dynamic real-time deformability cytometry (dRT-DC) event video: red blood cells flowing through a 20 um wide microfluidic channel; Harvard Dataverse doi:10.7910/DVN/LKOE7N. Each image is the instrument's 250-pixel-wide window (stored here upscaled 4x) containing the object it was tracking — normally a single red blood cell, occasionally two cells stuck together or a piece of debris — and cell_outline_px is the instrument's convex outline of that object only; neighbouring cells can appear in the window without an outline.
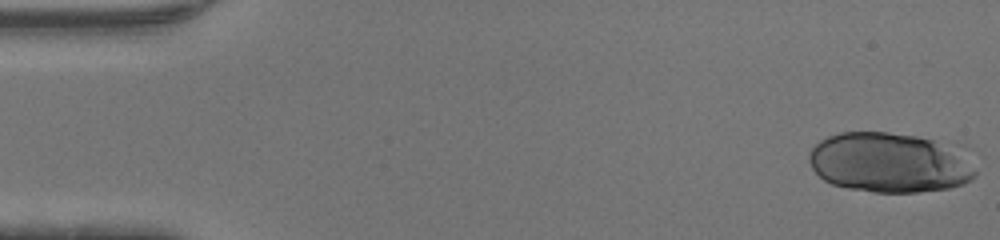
{"species": "human", "species_latin": "Homo sapiens", "temperature_condition": "warm", "stored_images_in_passage": 46, "camera_frame_rate_fps": 3000, "um_per_image_px": 0.085, "donor": {"sex": "male"}, "frame": {"image": 1, "passage_image": 1, "time_ms": 0.0, "image_size_px": [1000, 240], "cell_outline_px": [[976, 176], [972, 180], [964, 184], [948, 188], [916, 192], [872, 192], [848, 188], [832, 184], [824, 180], [812, 168], [808, 160], [808, 156], [812, 148], [820, 140], [828, 136], [840, 132], [888, 132], [916, 136], [932, 140], [976, 172]], "centroid_in_image_um": [75.4, 13.85], "position_along_channel_um": 9.6, "area_um2": 56.18}}
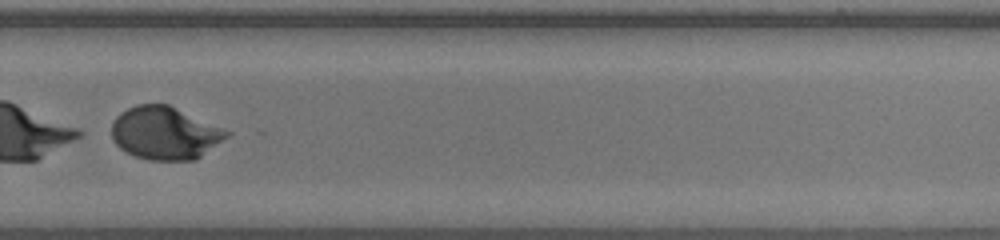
{"frame": {"image": 2, "passage_image": 32, "time_ms": 10.333, "image_size_px": [1000, 240], "cell_outline_px": [[232, 132], [228, 136], [196, 160], [148, 160], [136, 156], [120, 148], [112, 140], [112, 120], [120, 112], [136, 104], [168, 104]], "centroid_in_image_um": [14.0, 11.31], "position_along_channel_um": 315.8, "area_um2": 35.37}}